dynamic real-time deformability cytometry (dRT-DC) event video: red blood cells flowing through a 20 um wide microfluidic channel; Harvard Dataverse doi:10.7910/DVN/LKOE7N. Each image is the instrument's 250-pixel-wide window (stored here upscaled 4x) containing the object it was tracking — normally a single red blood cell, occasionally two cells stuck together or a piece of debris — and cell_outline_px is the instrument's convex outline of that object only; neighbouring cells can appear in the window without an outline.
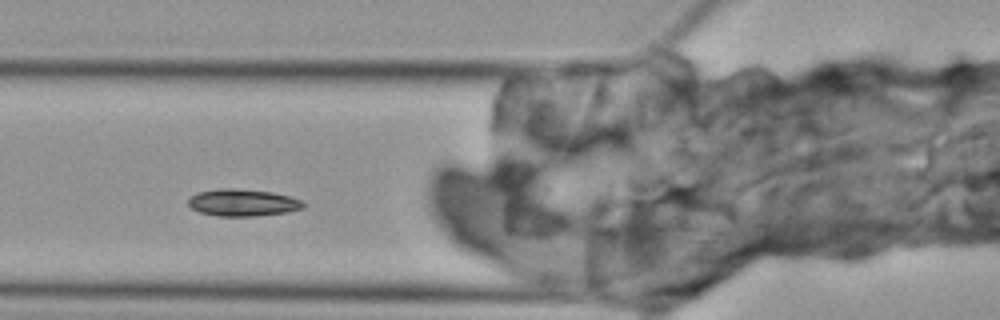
{"species": "Egyptian fruit bat (a non-hibernating species)", "species_latin": "Rousettus aegyptiacus", "temperature_condition": "cold", "stored_images_in_passage": 3, "camera_frame_rate_fps": 3000, "um_per_image_px": 0.085, "animal": {"sex": "female"}, "frame": {"image": 1, "passage_image": 2, "time_ms": 1.0, "image_size_px": [1000, 320], "cell_outline_px": [[304, 208], [284, 212], [256, 216], [216, 216], [200, 212], [192, 208], [188, 204], [188, 200], [196, 192], [220, 188], [232, 188], [272, 192], [288, 196], [300, 200], [304, 204]], "centroid_in_image_um": [20.59, 17.22], "position_along_channel_um": 105.2, "area_um2": 17.98}}